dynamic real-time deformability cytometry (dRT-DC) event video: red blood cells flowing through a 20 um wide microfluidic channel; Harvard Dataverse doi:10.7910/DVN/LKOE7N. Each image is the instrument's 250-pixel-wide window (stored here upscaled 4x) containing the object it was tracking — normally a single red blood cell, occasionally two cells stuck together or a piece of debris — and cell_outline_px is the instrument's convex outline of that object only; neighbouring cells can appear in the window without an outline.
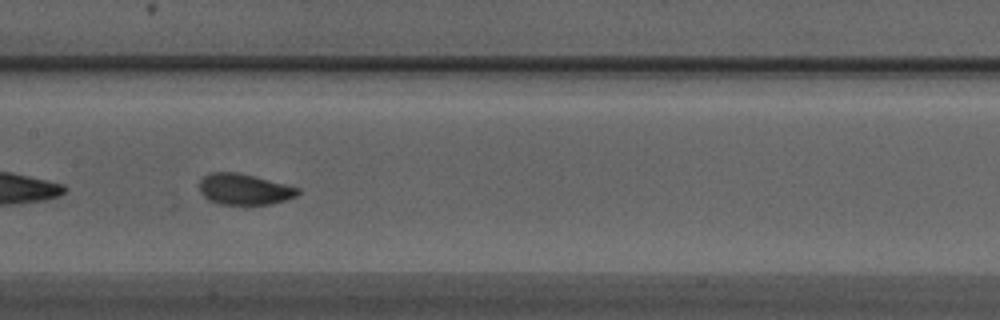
{"species": "Egyptian fruit bat (a non-hibernating species)", "species_latin": "Rousettus aegyptiacus", "temperature_condition": "warm", "stored_images_in_passage": 52, "segment_of_instrument_passage": [2, 2], "camera_frame_rate_fps": 3000, "um_per_image_px": 0.085, "animal": {"sex": "male"}, "frame": {"image": 1, "passage_image": 26, "time_ms": 8.333, "image_size_px": [1000, 320], "cell_outline_px": [[300, 192], [296, 196], [288, 200], [272, 204], [220, 204], [208, 200], [200, 192], [200, 180], [208, 172], [236, 172], [300, 188]], "centroid_in_image_um": [20.75, 16.09], "position_along_channel_um": 186.6, "area_um2": 17.69}}
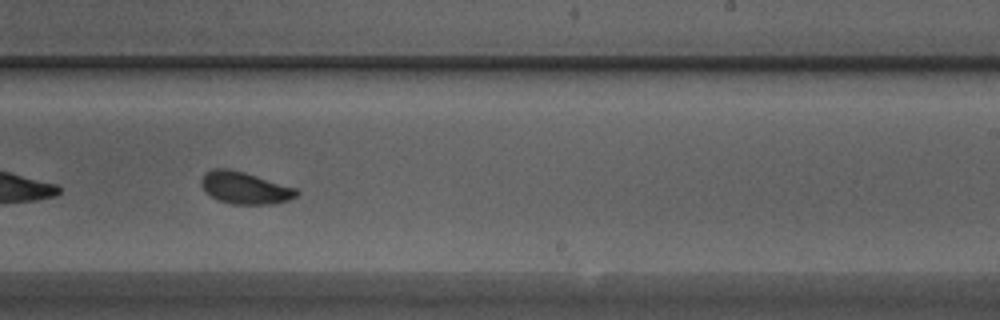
{"frame": {"image": 2, "passage_image": 32, "time_ms": 10.333, "image_size_px": [1000, 320], "cell_outline_px": [[300, 192], [296, 196], [288, 200], [272, 204], [232, 204], [220, 200], [212, 196], [200, 184], [200, 180], [204, 172], [212, 168], [228, 168], [244, 172], [296, 188]], "centroid_in_image_um": [20.8, 15.95], "position_along_channel_um": 268.2, "area_um2": 17.69}}
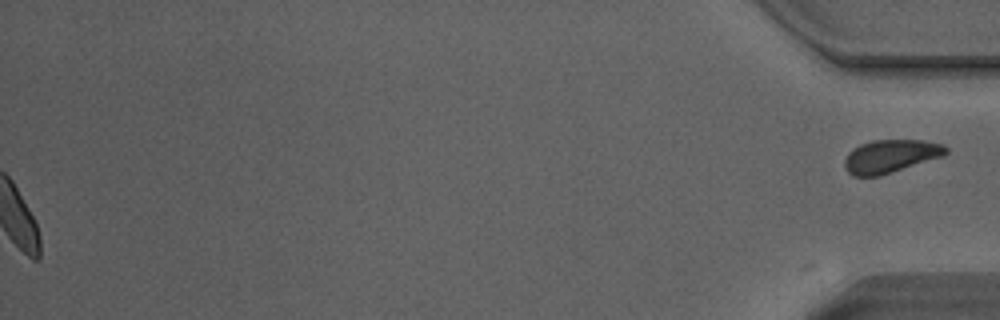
{"frame": {"image": 3, "passage_image": 52, "time_ms": 17.0, "image_size_px": [1000, 320], "cell_outline_px": [[948, 152], [944, 156], [880, 176], [852, 176], [844, 168], [844, 160], [848, 152], [852, 148], [860, 144], [872, 140], [924, 140], [944, 144], [948, 148]], "centroid_in_image_um": [75.7, 13.27], "position_along_channel_um": 359.5, "area_um2": 19.83}}